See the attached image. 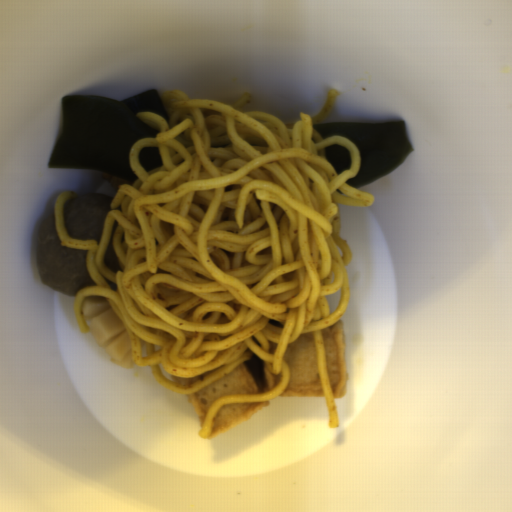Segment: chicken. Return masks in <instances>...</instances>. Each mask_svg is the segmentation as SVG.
I'll list each match as a JSON object with an SVG mask.
<instances>
[{
    "label": "chicken",
    "instance_id": "chicken-1",
    "mask_svg": "<svg viewBox=\"0 0 512 512\" xmlns=\"http://www.w3.org/2000/svg\"><path fill=\"white\" fill-rule=\"evenodd\" d=\"M103 179L106 180L110 186L115 189L117 192L119 191L120 187L123 185H133L134 183L128 182L126 180L120 179L118 177H115L109 173H106L103 171Z\"/></svg>",
    "mask_w": 512,
    "mask_h": 512
}]
</instances>
